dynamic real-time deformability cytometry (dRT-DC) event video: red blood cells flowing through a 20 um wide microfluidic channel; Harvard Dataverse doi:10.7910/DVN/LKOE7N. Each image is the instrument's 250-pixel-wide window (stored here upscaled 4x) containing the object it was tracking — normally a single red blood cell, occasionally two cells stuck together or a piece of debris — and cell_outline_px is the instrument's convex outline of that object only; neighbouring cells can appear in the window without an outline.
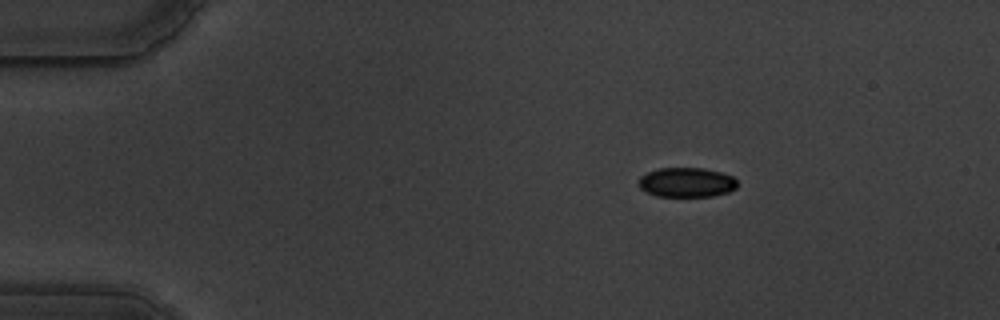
{"species": "common noctule bat (a hibernating species)", "species_latin": "Nyctalus noctula", "temperature_condition": "warm", "stored_images_in_passage": 49, "camera_frame_rate_fps": 3000, "um_per_image_px": 0.085, "animal": {"sex": "male", "body_mass_g": 19.5, "forearm_length_mm": 54.6}, "frame": {"image": 1, "passage_image": 1, "time_ms": 0.0, "image_size_px": [1000, 320], "cell_outline_px": [[736, 188], [728, 192], [712, 196], [656, 196], [640, 188], [636, 184], [640, 176], [648, 172], [660, 168], [704, 168], [720, 172], [732, 176], [736, 180]], "centroid_in_image_um": [58.33, 15.5], "position_along_channel_um": 26.7, "area_um2": 16.99}}
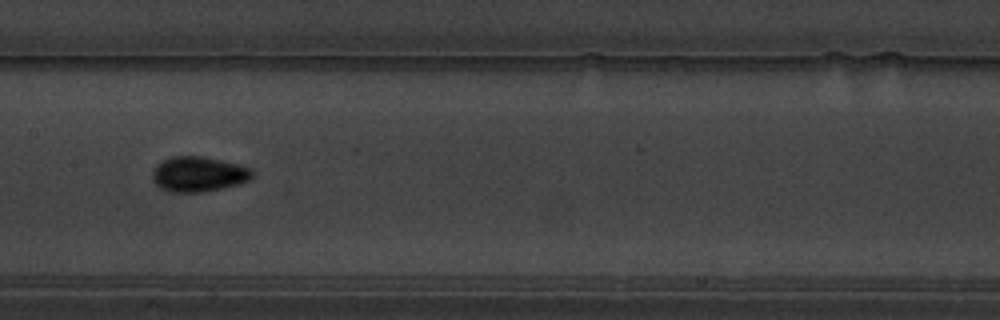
{"frame": {"image": 2, "passage_image": 21, "time_ms": 6.667, "image_size_px": [1000, 320], "cell_outline_px": [[252, 176], [248, 180], [236, 184], [220, 188], [200, 192], [168, 192], [160, 188], [152, 180], [152, 172], [164, 160], [172, 156], [200, 156], [240, 164], [252, 168]], "centroid_in_image_um": [16.86, 14.8], "position_along_channel_um": 190.5, "area_um2": 20.17}}
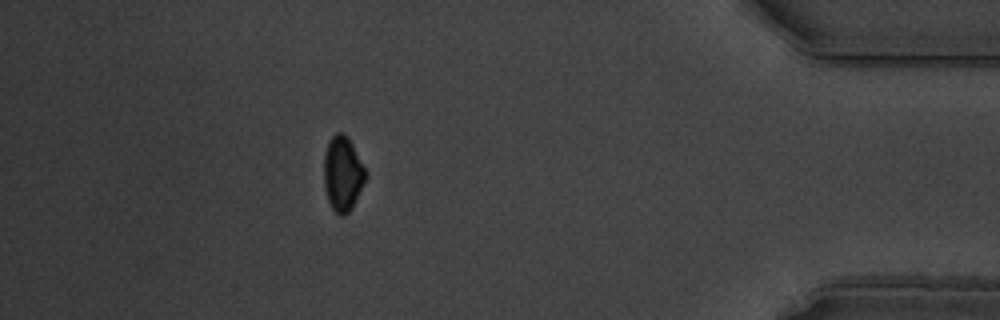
{"frame": {"image": 3, "passage_image": 43, "time_ms": 14.0, "image_size_px": [1000, 320], "cell_outline_px": [[368, 176], [352, 208], [344, 216], [340, 216], [332, 208], [328, 200], [324, 188], [324, 152], [332, 136], [336, 132], [344, 132], [348, 136], [368, 172]], "centroid_in_image_um": [29.15, 14.75], "position_along_channel_um": 406.0, "area_um2": 18.5}, "authors_computed_cell_mechanics": {"area_um2": 18.7272, "velocity_mm_per_s": 3.5365, "shape_relaxation_time_tau1_ms": 5.5029, "shape_relaxation_time_tau2_ms": 2.7014, "deformation_change_tau1": 0.0806, "deformation_change_tau2": 0.0381}}